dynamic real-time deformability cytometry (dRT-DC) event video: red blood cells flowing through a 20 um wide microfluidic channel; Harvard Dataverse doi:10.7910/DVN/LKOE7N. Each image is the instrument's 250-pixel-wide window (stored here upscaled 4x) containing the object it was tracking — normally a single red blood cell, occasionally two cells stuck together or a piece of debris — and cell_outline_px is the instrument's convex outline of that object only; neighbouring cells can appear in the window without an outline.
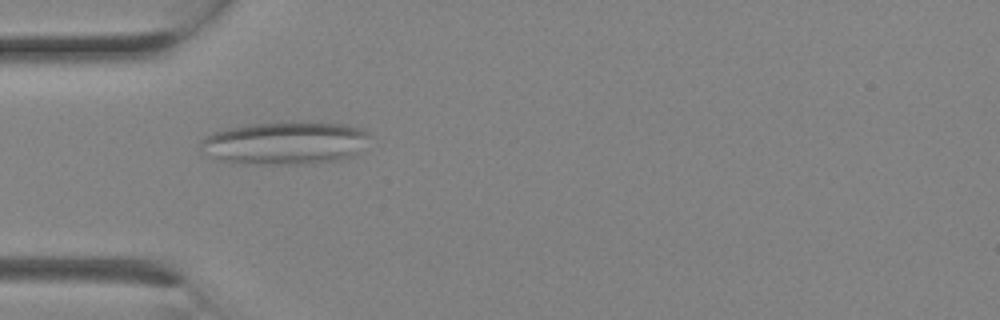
{"species": "Egyptian fruit bat (a non-hibernating species)", "species_latin": "Rousettus aegyptiacus", "temperature_condition": "room temperature", "stored_images_in_passage": 2, "camera_frame_rate_fps": 3000, "um_per_image_px": 0.085, "animal": {"sex": "female"}, "frame": {"image": 1, "passage_image": 2, "time_ms": 0.333, "image_size_px": [1000, 320], "cell_outline_px": [[368, 136], [356, 156], [336, 160], [312, 164], [244, 164], [216, 160], [200, 152], [200, 144], [204, 136], [212, 132], [228, 128], [252, 124], [348, 124], [364, 128], [368, 132]], "centroid_in_image_um": [24.17, 12.2], "position_along_channel_um": 60.8, "area_um2": 41.96}}